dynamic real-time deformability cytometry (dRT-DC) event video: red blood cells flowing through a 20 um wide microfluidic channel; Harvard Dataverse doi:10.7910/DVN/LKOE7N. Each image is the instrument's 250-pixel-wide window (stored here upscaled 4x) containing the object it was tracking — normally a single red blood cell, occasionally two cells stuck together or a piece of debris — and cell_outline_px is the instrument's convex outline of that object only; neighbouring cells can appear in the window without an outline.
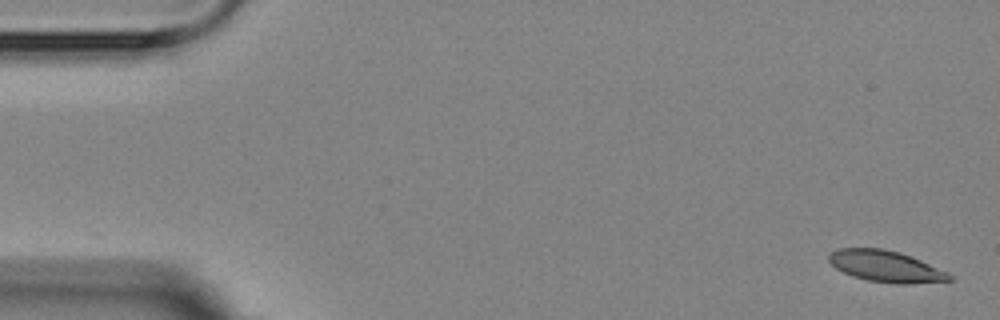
{"species": "Egyptian fruit bat (a non-hibernating species)", "species_latin": "Rousettus aegyptiacus", "temperature_condition": "room temperature", "stored_images_in_passage": 5, "camera_frame_rate_fps": 3000, "um_per_image_px": 0.085, "animal": {"sex": "female"}, "frame": {"image": 1, "passage_image": 1, "time_ms": 0.0, "image_size_px": [1000, 320], "cell_outline_px": [[952, 280], [912, 284], [896, 284], [868, 280], [852, 276], [836, 268], [828, 260], [828, 256], [836, 248], [884, 248], [900, 252], [920, 260], [948, 272], [952, 276]], "centroid_in_image_um": [75.29, 22.63], "position_along_channel_um": 9.7, "area_um2": 22.02}}
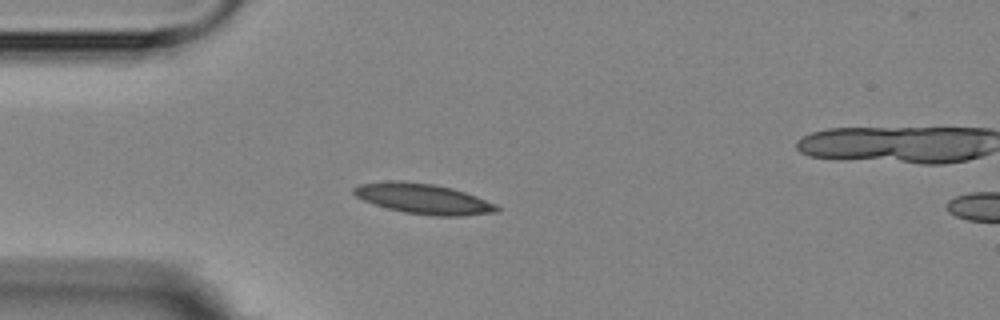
{"frame": {"image": 2, "passage_image": 4, "time_ms": 4.333, "image_size_px": [1000, 320], "cell_outline_px": [[500, 212], [460, 216], [436, 216], [404, 212], [388, 208], [364, 200], [356, 196], [352, 192], [352, 188], [360, 184], [432, 184], [452, 188], [476, 196], [496, 204], [500, 208]], "centroid_in_image_um": [36.12, 16.96], "position_along_channel_um": 48.9, "area_um2": 23.99}}